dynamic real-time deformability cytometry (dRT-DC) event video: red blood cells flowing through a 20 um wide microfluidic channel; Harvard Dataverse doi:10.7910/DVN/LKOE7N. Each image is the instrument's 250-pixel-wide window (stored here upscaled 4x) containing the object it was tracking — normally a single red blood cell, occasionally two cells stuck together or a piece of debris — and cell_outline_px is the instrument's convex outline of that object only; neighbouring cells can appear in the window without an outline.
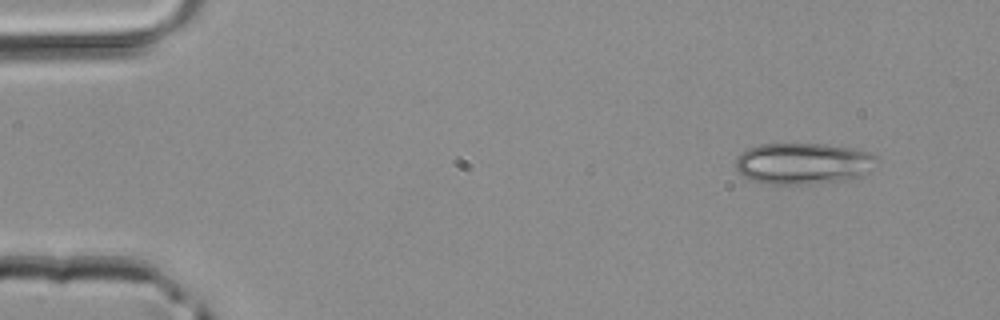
{"species": "common noctule bat (a hibernating species)", "species_latin": "Nyctalus noctula", "temperature_condition": "room temperature", "stored_images_in_passage": 4, "camera_frame_rate_fps": 3000, "um_per_image_px": 0.085, "animal": {"sex": "male", "body_mass_g": 20.4}, "frame": {"image": 1, "passage_image": 1, "time_ms": 0.0, "image_size_px": [1000, 320], "cell_outline_px": [[880, 164], [868, 172], [860, 176], [840, 180], [812, 184], [764, 184], [748, 180], [732, 164], [736, 156], [740, 152], [748, 148], [760, 144], [824, 144], [852, 148], [872, 152], [880, 160]], "centroid_in_image_um": [68.26, 13.89], "position_along_channel_um": 16.7, "area_um2": 34.68}}
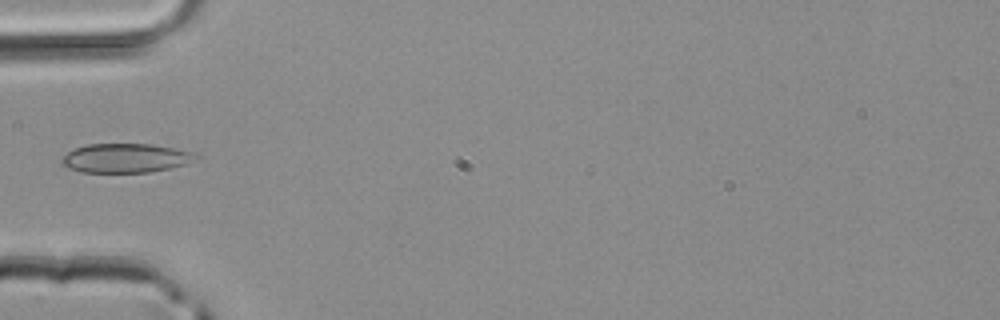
{"frame": {"image": 2, "passage_image": 4, "time_ms": 1.0, "image_size_px": [1000, 320], "cell_outline_px": [[200, 156], [196, 160], [188, 164], [148, 172], [80, 172], [68, 168], [60, 164], [60, 160], [68, 152], [76, 148], [88, 144], [152, 144], [192, 152]], "centroid_in_image_um": [10.67, 13.44], "position_along_channel_um": 74.3, "area_um2": 22.72}}